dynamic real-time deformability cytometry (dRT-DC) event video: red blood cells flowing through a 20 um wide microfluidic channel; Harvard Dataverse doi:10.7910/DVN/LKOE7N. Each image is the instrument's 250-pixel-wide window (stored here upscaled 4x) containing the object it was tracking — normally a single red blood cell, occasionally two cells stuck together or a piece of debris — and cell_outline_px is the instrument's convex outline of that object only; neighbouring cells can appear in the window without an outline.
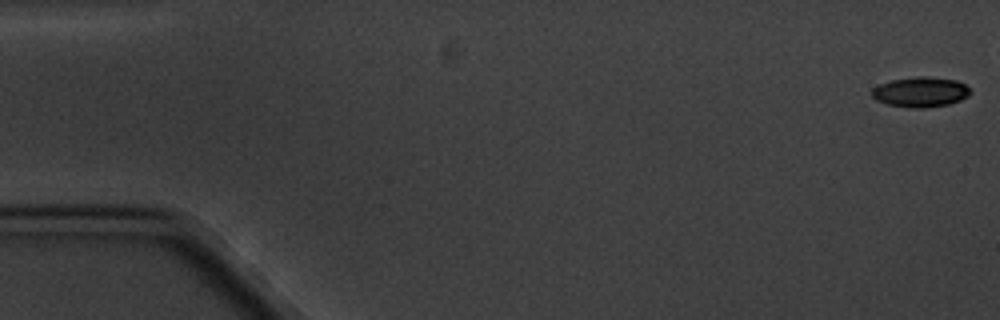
{"species": "common noctule bat (a hibernating species)", "species_latin": "Nyctalus noctula", "temperature_condition": "cold", "stored_images_in_passage": 6, "camera_frame_rate_fps": 3000, "um_per_image_px": 0.085, "animal": {"sex": "male", "body_mass_g": 20.1, "forearm_length_mm": 53.5}, "frame": {"image": 1, "passage_image": 1, "time_ms": 0.0, "image_size_px": [1000, 320], "cell_outline_px": [[972, 92], [968, 96], [960, 100], [948, 104], [924, 108], [912, 108], [888, 104], [876, 100], [872, 96], [872, 88], [880, 84], [892, 80], [916, 76], [928, 76], [956, 80], [964, 84]], "centroid_in_image_um": [78.25, 7.81], "position_along_channel_um": 6.8, "area_um2": 17.22}}
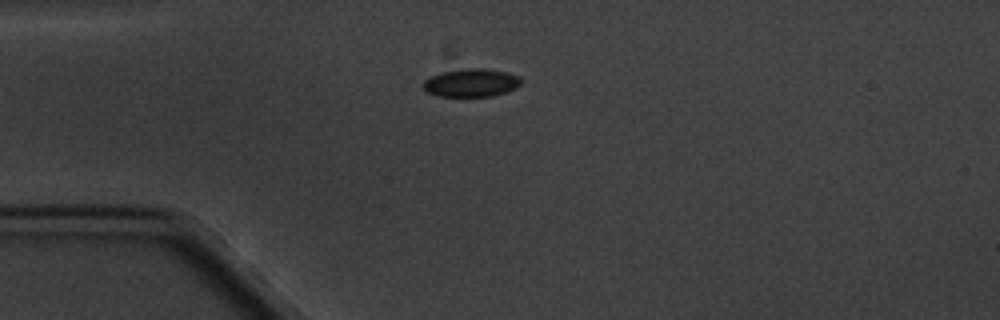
{"frame": {"image": 2, "passage_image": 5, "time_ms": 6.667, "image_size_px": [1000, 320], "cell_outline_px": [[520, 84], [516, 88], [508, 92], [492, 96], [440, 96], [428, 92], [420, 84], [424, 80], [432, 76], [444, 72], [468, 68], [484, 68], [508, 72], [520, 76]], "centroid_in_image_um": [40.09, 7.03], "position_along_channel_um": 44.9, "area_um2": 16.01}}